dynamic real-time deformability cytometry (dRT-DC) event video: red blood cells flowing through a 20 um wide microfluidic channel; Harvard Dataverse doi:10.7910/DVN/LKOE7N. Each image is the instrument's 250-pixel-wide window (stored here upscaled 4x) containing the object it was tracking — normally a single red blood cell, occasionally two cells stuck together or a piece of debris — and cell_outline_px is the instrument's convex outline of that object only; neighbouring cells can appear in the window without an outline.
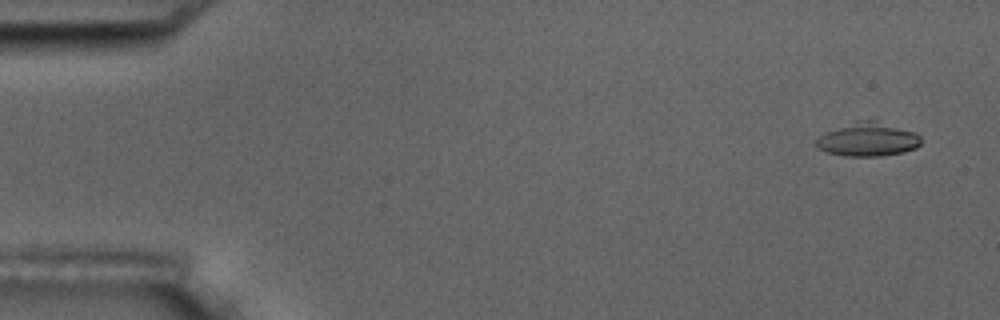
{"species": "common noctule bat (a hibernating species)", "species_latin": "Nyctalus noctula", "temperature_condition": "room temperature", "stored_images_in_passage": 5, "camera_frame_rate_fps": 3000, "um_per_image_px": 0.085, "animal": {"sex": "male", "body_mass_g": 17.5, "forearm_length_mm": 52.3}, "frame": {"image": 1, "passage_image": 1, "time_ms": 0.0, "image_size_px": [1000, 320], "cell_outline_px": [[920, 144], [916, 148], [904, 152], [880, 156], [844, 156], [828, 152], [816, 148], [816, 140], [824, 132], [856, 120], [876, 120], [916, 132], [920, 136]], "centroid_in_image_um": [73.77, 11.85], "position_along_channel_um": 11.2, "area_um2": 20.69}}
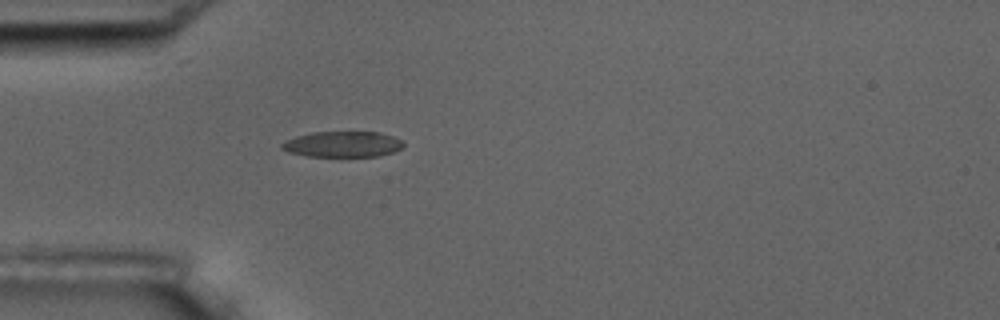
{"frame": {"image": 2, "passage_image": 5, "time_ms": 4.667, "image_size_px": [1000, 320], "cell_outline_px": [[404, 148], [380, 156], [304, 156], [288, 152], [280, 148], [280, 144], [296, 136], [312, 132], [380, 132], [392, 136], [400, 140], [404, 144]], "centroid_in_image_um": [29.12, 12.26], "position_along_channel_um": 55.9, "area_um2": 18.26}}